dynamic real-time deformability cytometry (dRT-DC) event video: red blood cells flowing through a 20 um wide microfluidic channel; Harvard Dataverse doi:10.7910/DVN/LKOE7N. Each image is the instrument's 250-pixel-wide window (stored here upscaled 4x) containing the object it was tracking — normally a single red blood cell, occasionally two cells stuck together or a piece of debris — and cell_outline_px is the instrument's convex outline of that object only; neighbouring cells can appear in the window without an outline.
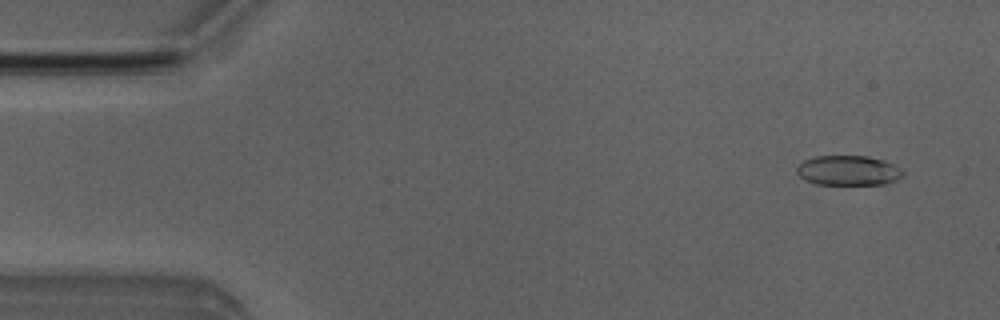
{"species": "Egyptian fruit bat (a non-hibernating species)", "species_latin": "Rousettus aegyptiacus", "temperature_condition": "room temperature", "stored_images_in_passage": 4, "camera_frame_rate_fps": 3000, "um_per_image_px": 0.085, "animal": {"sex": "male"}, "frame": {"image": 1, "passage_image": 1, "time_ms": 0.0, "image_size_px": [1000, 320], "cell_outline_px": [[904, 176], [900, 180], [884, 184], [816, 184], [804, 180], [796, 172], [796, 168], [804, 160], [816, 156], [868, 156], [884, 160], [900, 168], [904, 172]], "centroid_in_image_um": [72.13, 14.5], "position_along_channel_um": 12.9, "area_um2": 18.61}}